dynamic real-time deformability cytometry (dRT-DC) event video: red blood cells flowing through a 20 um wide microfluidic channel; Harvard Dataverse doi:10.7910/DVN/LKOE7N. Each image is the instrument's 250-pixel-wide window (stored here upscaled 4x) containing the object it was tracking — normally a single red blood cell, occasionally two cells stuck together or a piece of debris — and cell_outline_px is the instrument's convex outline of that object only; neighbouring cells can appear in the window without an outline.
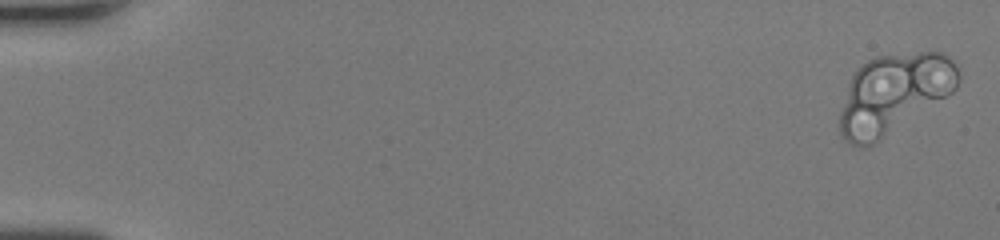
{"species": "human", "species_latin": "Homo sapiens", "temperature_condition": "room temperature", "stored_images_in_passage": 2, "camera_frame_rate_fps": 3000, "um_per_image_px": 0.085, "donor": {"sex": "female"}, "frame": {"image": 1, "passage_image": 2, "time_ms": 0.333, "image_size_px": [1000, 240], "cell_outline_px": [[952, 64], [940, 96], [844, 124], [844, 116], [856, 76], [868, 64], [880, 60], [920, 56], [940, 56], [948, 60]], "centroid_in_image_um": [76.16, 7.24], "position_along_channel_um": 8.8, "area_um2": 33.47}}